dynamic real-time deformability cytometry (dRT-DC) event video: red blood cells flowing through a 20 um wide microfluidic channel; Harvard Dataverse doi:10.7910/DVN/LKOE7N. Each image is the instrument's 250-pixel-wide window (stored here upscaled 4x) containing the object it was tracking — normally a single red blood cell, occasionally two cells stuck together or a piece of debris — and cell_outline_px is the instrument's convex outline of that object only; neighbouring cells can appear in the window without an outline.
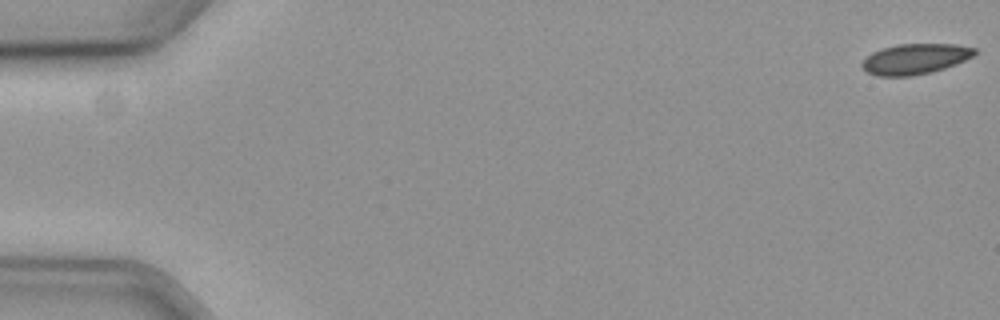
{"species": "common noctule bat (a hibernating species)", "species_latin": "Nyctalus noctula", "temperature_condition": "cold", "stored_images_in_passage": 6, "camera_frame_rate_fps": 3000, "um_per_image_px": 0.085, "animal": {"sex": "female", "body_mass_g": 19.3, "forearm_length_mm": 54.1}, "frame": {"image": 1, "passage_image": 1, "time_ms": 0.0, "image_size_px": [1000, 320], "cell_outline_px": [[976, 52], [972, 56], [956, 64], [932, 72], [912, 76], [876, 76], [868, 72], [860, 64], [872, 52], [896, 44], [956, 44], [976, 48]], "centroid_in_image_um": [77.79, 5.01], "position_along_channel_um": 7.2, "area_um2": 19.88}}